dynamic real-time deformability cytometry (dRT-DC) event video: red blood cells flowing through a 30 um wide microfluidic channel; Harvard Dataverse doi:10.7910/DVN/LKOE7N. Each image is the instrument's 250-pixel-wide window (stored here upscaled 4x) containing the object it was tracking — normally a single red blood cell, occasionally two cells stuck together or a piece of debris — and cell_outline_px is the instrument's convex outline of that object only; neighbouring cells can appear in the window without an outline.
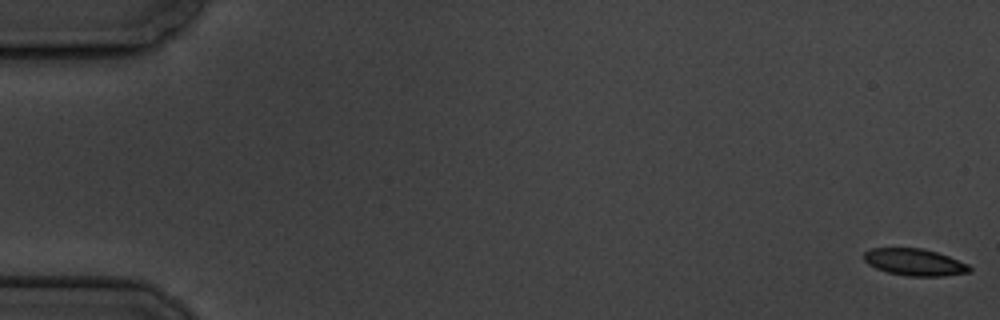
{"species": "common noctule bat (a hibernating species)", "species_latin": "Nyctalus noctula", "temperature_condition": "cold", "stored_images_in_passage": 5, "camera_frame_rate_fps": 3000, "um_per_image_px": 0.085, "animal": {"sex": "male", "body_mass_g": 19.5, "forearm_length_mm": 54.6}, "frame": {"image": 1, "passage_image": 1, "time_ms": 0.0, "image_size_px": [1000, 320], "cell_outline_px": [[972, 268], [968, 272], [944, 276], [908, 276], [888, 272], [876, 268], [868, 264], [864, 260], [864, 252], [872, 248], [924, 248], [948, 256], [968, 264]], "centroid_in_image_um": [77.73, 22.28], "position_along_channel_um": 7.3, "area_um2": 16.47}}
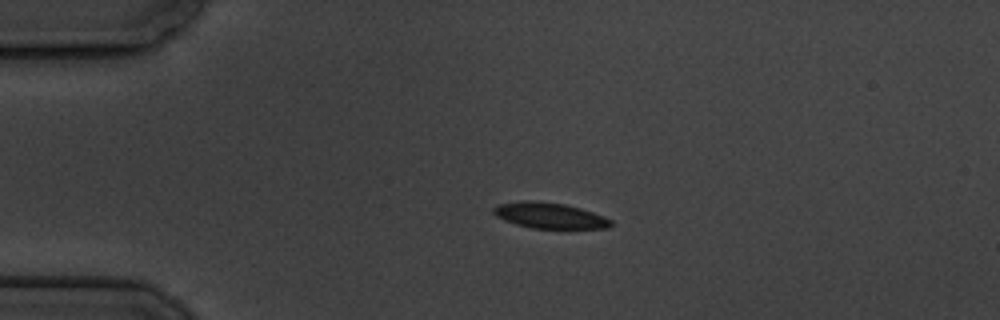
{"frame": {"image": 2, "passage_image": 4, "time_ms": 4.333, "image_size_px": [1000, 320], "cell_outline_px": [[612, 224], [608, 228], [532, 228], [516, 224], [504, 220], [496, 216], [492, 212], [492, 208], [500, 204], [520, 200], [528, 200], [564, 204], [580, 208], [604, 216], [612, 220]], "centroid_in_image_um": [46.69, 18.31], "position_along_channel_um": 38.3, "area_um2": 17.51}}